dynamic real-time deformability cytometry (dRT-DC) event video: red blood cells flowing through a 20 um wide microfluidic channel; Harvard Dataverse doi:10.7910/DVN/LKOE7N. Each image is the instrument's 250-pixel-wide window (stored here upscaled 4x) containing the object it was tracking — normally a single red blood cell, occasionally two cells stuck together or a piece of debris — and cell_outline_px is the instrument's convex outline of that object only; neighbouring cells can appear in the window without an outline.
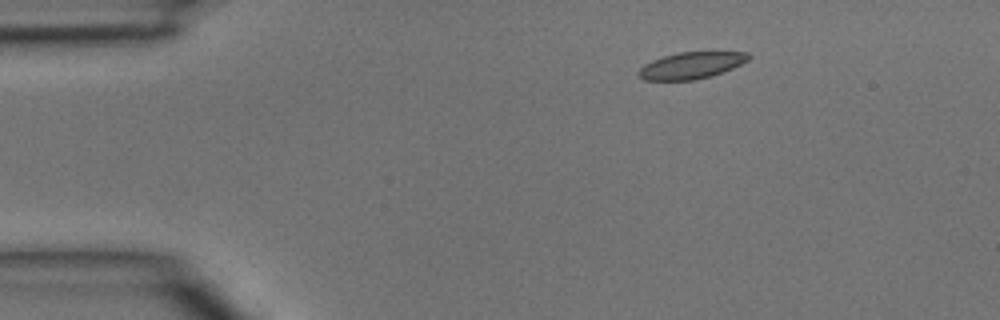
{"species": "common noctule bat (a hibernating species)", "species_latin": "Nyctalus noctula", "temperature_condition": "room temperature", "stored_images_in_passage": 2, "camera_frame_rate_fps": 3000, "um_per_image_px": 0.085, "animal": {"sex": "male", "body_mass_g": 15.6}, "frame": {"image": 1, "passage_image": 1, "time_ms": 0.0, "image_size_px": [1000, 320], "cell_outline_px": [[752, 56], [748, 60], [732, 68], [712, 76], [696, 80], [644, 80], [636, 72], [644, 64], [652, 60], [676, 52], [748, 52]], "centroid_in_image_um": [58.75, 5.56], "position_along_channel_um": 26.3, "area_um2": 17.11}}
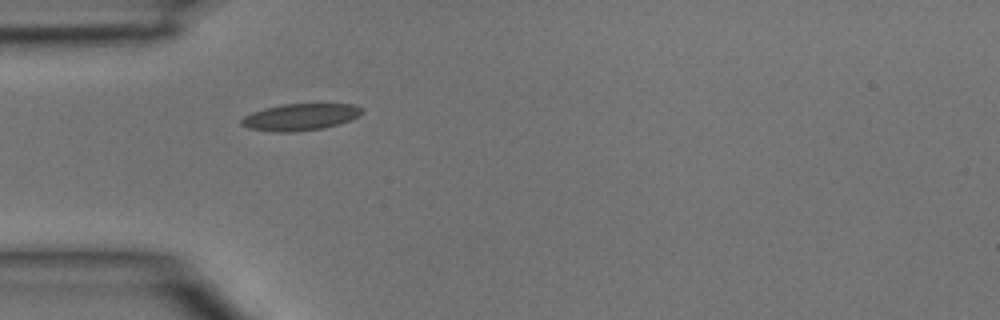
{"frame": {"image": 2, "passage_image": 2, "time_ms": 0.333, "image_size_px": [1000, 320], "cell_outline_px": [[364, 112], [340, 124], [324, 128], [296, 132], [272, 132], [248, 128], [240, 124], [240, 120], [244, 116], [252, 112], [264, 108], [284, 104], [356, 104], [364, 108]], "centroid_in_image_um": [25.51, 9.95], "position_along_channel_um": 59.5, "area_um2": 18.96}}